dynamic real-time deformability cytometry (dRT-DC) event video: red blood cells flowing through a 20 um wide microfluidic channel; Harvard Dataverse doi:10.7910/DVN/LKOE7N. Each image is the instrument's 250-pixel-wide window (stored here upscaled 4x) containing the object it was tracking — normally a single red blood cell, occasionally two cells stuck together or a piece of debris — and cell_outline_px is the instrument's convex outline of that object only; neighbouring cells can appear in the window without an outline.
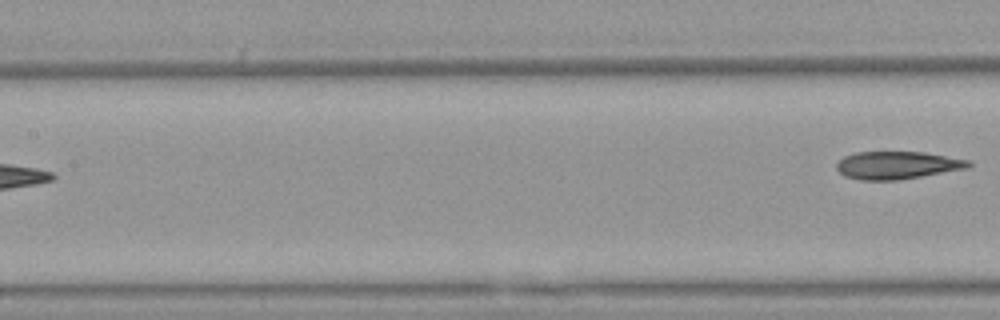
{"species": "Egyptian fruit bat (a non-hibernating species)", "species_latin": "Rousettus aegyptiacus", "temperature_condition": "warm", "stored_images_in_passage": 8, "segment_of_instrument_passage": [2, 2], "camera_frame_rate_fps": 3000, "um_per_image_px": 0.085, "animal": {"sex": "female"}, "frame": {"image": 1, "passage_image": 8, "time_ms": 2.333, "image_size_px": [1000, 320], "cell_outline_px": [[972, 164], [968, 168], [900, 180], [860, 180], [844, 176], [836, 168], [836, 164], [844, 156], [856, 152], [924, 152], [968, 160]], "centroid_in_image_um": [76.25, 14.05], "position_along_channel_um": 131.2, "area_um2": 21.27}}